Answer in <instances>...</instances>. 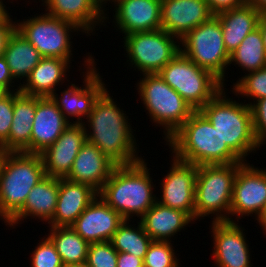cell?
<instances>
[{
	"instance_id": "cell-40",
	"label": "cell",
	"mask_w": 266,
	"mask_h": 267,
	"mask_svg": "<svg viewBox=\"0 0 266 267\" xmlns=\"http://www.w3.org/2000/svg\"><path fill=\"white\" fill-rule=\"evenodd\" d=\"M206 2L211 12L217 15L220 12L243 6L246 0H206Z\"/></svg>"
},
{
	"instance_id": "cell-33",
	"label": "cell",
	"mask_w": 266,
	"mask_h": 267,
	"mask_svg": "<svg viewBox=\"0 0 266 267\" xmlns=\"http://www.w3.org/2000/svg\"><path fill=\"white\" fill-rule=\"evenodd\" d=\"M241 78H239L235 83L233 82V90L237 97L253 99V102L266 98V66L256 70L254 72L245 73Z\"/></svg>"
},
{
	"instance_id": "cell-1",
	"label": "cell",
	"mask_w": 266,
	"mask_h": 267,
	"mask_svg": "<svg viewBox=\"0 0 266 267\" xmlns=\"http://www.w3.org/2000/svg\"><path fill=\"white\" fill-rule=\"evenodd\" d=\"M110 95L106 89L84 121L86 140L97 146L117 166L140 162L143 158L138 156L135 134L128 122L131 119H128Z\"/></svg>"
},
{
	"instance_id": "cell-17",
	"label": "cell",
	"mask_w": 266,
	"mask_h": 267,
	"mask_svg": "<svg viewBox=\"0 0 266 267\" xmlns=\"http://www.w3.org/2000/svg\"><path fill=\"white\" fill-rule=\"evenodd\" d=\"M123 221V217L98 195L71 227L91 244L110 241Z\"/></svg>"
},
{
	"instance_id": "cell-18",
	"label": "cell",
	"mask_w": 266,
	"mask_h": 267,
	"mask_svg": "<svg viewBox=\"0 0 266 267\" xmlns=\"http://www.w3.org/2000/svg\"><path fill=\"white\" fill-rule=\"evenodd\" d=\"M113 2V21L125 35L161 29V0H105ZM116 4V5H115Z\"/></svg>"
},
{
	"instance_id": "cell-21",
	"label": "cell",
	"mask_w": 266,
	"mask_h": 267,
	"mask_svg": "<svg viewBox=\"0 0 266 267\" xmlns=\"http://www.w3.org/2000/svg\"><path fill=\"white\" fill-rule=\"evenodd\" d=\"M70 124L51 97H36L31 153L41 154L60 137Z\"/></svg>"
},
{
	"instance_id": "cell-32",
	"label": "cell",
	"mask_w": 266,
	"mask_h": 267,
	"mask_svg": "<svg viewBox=\"0 0 266 267\" xmlns=\"http://www.w3.org/2000/svg\"><path fill=\"white\" fill-rule=\"evenodd\" d=\"M130 221L132 220H124L119 225L110 242L117 252L134 254L143 260L153 240L145 232L140 221L136 227L130 225Z\"/></svg>"
},
{
	"instance_id": "cell-8",
	"label": "cell",
	"mask_w": 266,
	"mask_h": 267,
	"mask_svg": "<svg viewBox=\"0 0 266 267\" xmlns=\"http://www.w3.org/2000/svg\"><path fill=\"white\" fill-rule=\"evenodd\" d=\"M164 81L195 110H200L224 87L212 72L198 67L181 51L159 72Z\"/></svg>"
},
{
	"instance_id": "cell-42",
	"label": "cell",
	"mask_w": 266,
	"mask_h": 267,
	"mask_svg": "<svg viewBox=\"0 0 266 267\" xmlns=\"http://www.w3.org/2000/svg\"><path fill=\"white\" fill-rule=\"evenodd\" d=\"M117 267H144L143 260L134 254L118 252Z\"/></svg>"
},
{
	"instance_id": "cell-41",
	"label": "cell",
	"mask_w": 266,
	"mask_h": 267,
	"mask_svg": "<svg viewBox=\"0 0 266 267\" xmlns=\"http://www.w3.org/2000/svg\"><path fill=\"white\" fill-rule=\"evenodd\" d=\"M13 76L11 75L9 66L4 56H0V86L7 88L10 92L20 91V85L15 89V83ZM14 86H13V84ZM13 89H12V88Z\"/></svg>"
},
{
	"instance_id": "cell-19",
	"label": "cell",
	"mask_w": 266,
	"mask_h": 267,
	"mask_svg": "<svg viewBox=\"0 0 266 267\" xmlns=\"http://www.w3.org/2000/svg\"><path fill=\"white\" fill-rule=\"evenodd\" d=\"M86 141L84 125L71 123L60 137L40 154L45 175L65 178L70 173L73 161Z\"/></svg>"
},
{
	"instance_id": "cell-20",
	"label": "cell",
	"mask_w": 266,
	"mask_h": 267,
	"mask_svg": "<svg viewBox=\"0 0 266 267\" xmlns=\"http://www.w3.org/2000/svg\"><path fill=\"white\" fill-rule=\"evenodd\" d=\"M42 2L43 6L45 5V13L76 24L86 36H91L90 33L94 35L96 26H105L106 24L102 23L108 19L105 13V0H42Z\"/></svg>"
},
{
	"instance_id": "cell-3",
	"label": "cell",
	"mask_w": 266,
	"mask_h": 267,
	"mask_svg": "<svg viewBox=\"0 0 266 267\" xmlns=\"http://www.w3.org/2000/svg\"><path fill=\"white\" fill-rule=\"evenodd\" d=\"M146 160L130 165H118L98 195L124 220L141 219L157 202L153 180Z\"/></svg>"
},
{
	"instance_id": "cell-38",
	"label": "cell",
	"mask_w": 266,
	"mask_h": 267,
	"mask_svg": "<svg viewBox=\"0 0 266 267\" xmlns=\"http://www.w3.org/2000/svg\"><path fill=\"white\" fill-rule=\"evenodd\" d=\"M252 112L253 130L259 142L266 135V98L247 103Z\"/></svg>"
},
{
	"instance_id": "cell-35",
	"label": "cell",
	"mask_w": 266,
	"mask_h": 267,
	"mask_svg": "<svg viewBox=\"0 0 266 267\" xmlns=\"http://www.w3.org/2000/svg\"><path fill=\"white\" fill-rule=\"evenodd\" d=\"M37 245L31 253V267H64L61 256L48 236Z\"/></svg>"
},
{
	"instance_id": "cell-9",
	"label": "cell",
	"mask_w": 266,
	"mask_h": 267,
	"mask_svg": "<svg viewBox=\"0 0 266 267\" xmlns=\"http://www.w3.org/2000/svg\"><path fill=\"white\" fill-rule=\"evenodd\" d=\"M181 52L198 67L212 72L225 87V72L229 66L221 24L216 15L201 23L180 40Z\"/></svg>"
},
{
	"instance_id": "cell-37",
	"label": "cell",
	"mask_w": 266,
	"mask_h": 267,
	"mask_svg": "<svg viewBox=\"0 0 266 267\" xmlns=\"http://www.w3.org/2000/svg\"><path fill=\"white\" fill-rule=\"evenodd\" d=\"M13 119V91L0 100V148L9 152V132Z\"/></svg>"
},
{
	"instance_id": "cell-47",
	"label": "cell",
	"mask_w": 266,
	"mask_h": 267,
	"mask_svg": "<svg viewBox=\"0 0 266 267\" xmlns=\"http://www.w3.org/2000/svg\"><path fill=\"white\" fill-rule=\"evenodd\" d=\"M9 93L10 91L7 88L0 86V100L5 98Z\"/></svg>"
},
{
	"instance_id": "cell-2",
	"label": "cell",
	"mask_w": 266,
	"mask_h": 267,
	"mask_svg": "<svg viewBox=\"0 0 266 267\" xmlns=\"http://www.w3.org/2000/svg\"><path fill=\"white\" fill-rule=\"evenodd\" d=\"M176 159L197 166L243 163L198 110L167 140Z\"/></svg>"
},
{
	"instance_id": "cell-27",
	"label": "cell",
	"mask_w": 266,
	"mask_h": 267,
	"mask_svg": "<svg viewBox=\"0 0 266 267\" xmlns=\"http://www.w3.org/2000/svg\"><path fill=\"white\" fill-rule=\"evenodd\" d=\"M36 96L13 91V119L9 132V152L31 153V134Z\"/></svg>"
},
{
	"instance_id": "cell-39",
	"label": "cell",
	"mask_w": 266,
	"mask_h": 267,
	"mask_svg": "<svg viewBox=\"0 0 266 267\" xmlns=\"http://www.w3.org/2000/svg\"><path fill=\"white\" fill-rule=\"evenodd\" d=\"M8 12L1 20H0V56L4 55V51L6 49V45L10 36L16 30L17 21L13 22L11 15Z\"/></svg>"
},
{
	"instance_id": "cell-31",
	"label": "cell",
	"mask_w": 266,
	"mask_h": 267,
	"mask_svg": "<svg viewBox=\"0 0 266 267\" xmlns=\"http://www.w3.org/2000/svg\"><path fill=\"white\" fill-rule=\"evenodd\" d=\"M234 63L247 73L266 66V53L262 34L257 27L250 32L240 45L230 54L229 66Z\"/></svg>"
},
{
	"instance_id": "cell-4",
	"label": "cell",
	"mask_w": 266,
	"mask_h": 267,
	"mask_svg": "<svg viewBox=\"0 0 266 267\" xmlns=\"http://www.w3.org/2000/svg\"><path fill=\"white\" fill-rule=\"evenodd\" d=\"M225 89L199 111L217 130L221 140L243 162H247L245 159L252 151L260 150L254 135L251 108L248 104L228 98Z\"/></svg>"
},
{
	"instance_id": "cell-16",
	"label": "cell",
	"mask_w": 266,
	"mask_h": 267,
	"mask_svg": "<svg viewBox=\"0 0 266 267\" xmlns=\"http://www.w3.org/2000/svg\"><path fill=\"white\" fill-rule=\"evenodd\" d=\"M213 16L206 0H161V29L179 40Z\"/></svg>"
},
{
	"instance_id": "cell-46",
	"label": "cell",
	"mask_w": 266,
	"mask_h": 267,
	"mask_svg": "<svg viewBox=\"0 0 266 267\" xmlns=\"http://www.w3.org/2000/svg\"><path fill=\"white\" fill-rule=\"evenodd\" d=\"M3 0H0V20L9 12Z\"/></svg>"
},
{
	"instance_id": "cell-44",
	"label": "cell",
	"mask_w": 266,
	"mask_h": 267,
	"mask_svg": "<svg viewBox=\"0 0 266 267\" xmlns=\"http://www.w3.org/2000/svg\"><path fill=\"white\" fill-rule=\"evenodd\" d=\"M246 3L254 7L260 13L266 12V0H246Z\"/></svg>"
},
{
	"instance_id": "cell-45",
	"label": "cell",
	"mask_w": 266,
	"mask_h": 267,
	"mask_svg": "<svg viewBox=\"0 0 266 267\" xmlns=\"http://www.w3.org/2000/svg\"><path fill=\"white\" fill-rule=\"evenodd\" d=\"M255 220H257L260 225V227H262L261 229H263V231H266V203L262 209V211L260 212V214L258 215L257 218H255Z\"/></svg>"
},
{
	"instance_id": "cell-10",
	"label": "cell",
	"mask_w": 266,
	"mask_h": 267,
	"mask_svg": "<svg viewBox=\"0 0 266 267\" xmlns=\"http://www.w3.org/2000/svg\"><path fill=\"white\" fill-rule=\"evenodd\" d=\"M17 21L19 23H16V30L39 51L42 57L61 58L72 63L71 34L78 31L83 33L76 24L47 13Z\"/></svg>"
},
{
	"instance_id": "cell-5",
	"label": "cell",
	"mask_w": 266,
	"mask_h": 267,
	"mask_svg": "<svg viewBox=\"0 0 266 267\" xmlns=\"http://www.w3.org/2000/svg\"><path fill=\"white\" fill-rule=\"evenodd\" d=\"M45 177L40 154L2 152L0 155V220L6 223L24 205L31 189Z\"/></svg>"
},
{
	"instance_id": "cell-30",
	"label": "cell",
	"mask_w": 266,
	"mask_h": 267,
	"mask_svg": "<svg viewBox=\"0 0 266 267\" xmlns=\"http://www.w3.org/2000/svg\"><path fill=\"white\" fill-rule=\"evenodd\" d=\"M47 236L61 256L64 265L86 262L89 243L78 235L71 226L49 227Z\"/></svg>"
},
{
	"instance_id": "cell-7",
	"label": "cell",
	"mask_w": 266,
	"mask_h": 267,
	"mask_svg": "<svg viewBox=\"0 0 266 267\" xmlns=\"http://www.w3.org/2000/svg\"><path fill=\"white\" fill-rule=\"evenodd\" d=\"M142 76L144 78L136 84L141 103L153 123L163 128V139L167 142L195 110L159 73Z\"/></svg>"
},
{
	"instance_id": "cell-28",
	"label": "cell",
	"mask_w": 266,
	"mask_h": 267,
	"mask_svg": "<svg viewBox=\"0 0 266 267\" xmlns=\"http://www.w3.org/2000/svg\"><path fill=\"white\" fill-rule=\"evenodd\" d=\"M259 15L260 12L247 3L216 15L220 21L224 45L229 54L257 28Z\"/></svg>"
},
{
	"instance_id": "cell-6",
	"label": "cell",
	"mask_w": 266,
	"mask_h": 267,
	"mask_svg": "<svg viewBox=\"0 0 266 267\" xmlns=\"http://www.w3.org/2000/svg\"><path fill=\"white\" fill-rule=\"evenodd\" d=\"M241 164L197 166L195 221L210 216L212 221H230L233 185Z\"/></svg>"
},
{
	"instance_id": "cell-13",
	"label": "cell",
	"mask_w": 266,
	"mask_h": 267,
	"mask_svg": "<svg viewBox=\"0 0 266 267\" xmlns=\"http://www.w3.org/2000/svg\"><path fill=\"white\" fill-rule=\"evenodd\" d=\"M266 203V169L243 162L237 169L230 206V222L240 217H258Z\"/></svg>"
},
{
	"instance_id": "cell-34",
	"label": "cell",
	"mask_w": 266,
	"mask_h": 267,
	"mask_svg": "<svg viewBox=\"0 0 266 267\" xmlns=\"http://www.w3.org/2000/svg\"><path fill=\"white\" fill-rule=\"evenodd\" d=\"M170 241H152L143 259L144 267H180Z\"/></svg>"
},
{
	"instance_id": "cell-48",
	"label": "cell",
	"mask_w": 266,
	"mask_h": 267,
	"mask_svg": "<svg viewBox=\"0 0 266 267\" xmlns=\"http://www.w3.org/2000/svg\"><path fill=\"white\" fill-rule=\"evenodd\" d=\"M64 267H88L86 262L80 263V264H69V265H64Z\"/></svg>"
},
{
	"instance_id": "cell-22",
	"label": "cell",
	"mask_w": 266,
	"mask_h": 267,
	"mask_svg": "<svg viewBox=\"0 0 266 267\" xmlns=\"http://www.w3.org/2000/svg\"><path fill=\"white\" fill-rule=\"evenodd\" d=\"M97 196L98 191L88 184L59 178L56 209L49 226H71Z\"/></svg>"
},
{
	"instance_id": "cell-43",
	"label": "cell",
	"mask_w": 266,
	"mask_h": 267,
	"mask_svg": "<svg viewBox=\"0 0 266 267\" xmlns=\"http://www.w3.org/2000/svg\"><path fill=\"white\" fill-rule=\"evenodd\" d=\"M257 27L262 34L264 50L266 53V12L260 13Z\"/></svg>"
},
{
	"instance_id": "cell-36",
	"label": "cell",
	"mask_w": 266,
	"mask_h": 267,
	"mask_svg": "<svg viewBox=\"0 0 266 267\" xmlns=\"http://www.w3.org/2000/svg\"><path fill=\"white\" fill-rule=\"evenodd\" d=\"M118 252L110 241L91 243L86 264L88 267H117Z\"/></svg>"
},
{
	"instance_id": "cell-49",
	"label": "cell",
	"mask_w": 266,
	"mask_h": 267,
	"mask_svg": "<svg viewBox=\"0 0 266 267\" xmlns=\"http://www.w3.org/2000/svg\"><path fill=\"white\" fill-rule=\"evenodd\" d=\"M266 144V135L258 142L259 148Z\"/></svg>"
},
{
	"instance_id": "cell-14",
	"label": "cell",
	"mask_w": 266,
	"mask_h": 267,
	"mask_svg": "<svg viewBox=\"0 0 266 267\" xmlns=\"http://www.w3.org/2000/svg\"><path fill=\"white\" fill-rule=\"evenodd\" d=\"M172 165L164 175L161 184L160 204L184 211L195 220V186L197 165L180 161L172 156Z\"/></svg>"
},
{
	"instance_id": "cell-11",
	"label": "cell",
	"mask_w": 266,
	"mask_h": 267,
	"mask_svg": "<svg viewBox=\"0 0 266 267\" xmlns=\"http://www.w3.org/2000/svg\"><path fill=\"white\" fill-rule=\"evenodd\" d=\"M123 38L127 62L142 75L159 73L181 51L180 40L162 29L134 32Z\"/></svg>"
},
{
	"instance_id": "cell-26",
	"label": "cell",
	"mask_w": 266,
	"mask_h": 267,
	"mask_svg": "<svg viewBox=\"0 0 266 267\" xmlns=\"http://www.w3.org/2000/svg\"><path fill=\"white\" fill-rule=\"evenodd\" d=\"M153 241H172V237L195 220L186 212L156 202L139 220Z\"/></svg>"
},
{
	"instance_id": "cell-23",
	"label": "cell",
	"mask_w": 266,
	"mask_h": 267,
	"mask_svg": "<svg viewBox=\"0 0 266 267\" xmlns=\"http://www.w3.org/2000/svg\"><path fill=\"white\" fill-rule=\"evenodd\" d=\"M116 166L97 146L86 141L65 178L88 184L99 192Z\"/></svg>"
},
{
	"instance_id": "cell-29",
	"label": "cell",
	"mask_w": 266,
	"mask_h": 267,
	"mask_svg": "<svg viewBox=\"0 0 266 267\" xmlns=\"http://www.w3.org/2000/svg\"><path fill=\"white\" fill-rule=\"evenodd\" d=\"M14 80L28 78L42 56L39 51L17 30L10 36L3 55Z\"/></svg>"
},
{
	"instance_id": "cell-25",
	"label": "cell",
	"mask_w": 266,
	"mask_h": 267,
	"mask_svg": "<svg viewBox=\"0 0 266 267\" xmlns=\"http://www.w3.org/2000/svg\"><path fill=\"white\" fill-rule=\"evenodd\" d=\"M70 63L61 58L42 57L39 63L31 71L23 84H20V92L36 97H50L56 92L69 73Z\"/></svg>"
},
{
	"instance_id": "cell-24",
	"label": "cell",
	"mask_w": 266,
	"mask_h": 267,
	"mask_svg": "<svg viewBox=\"0 0 266 267\" xmlns=\"http://www.w3.org/2000/svg\"><path fill=\"white\" fill-rule=\"evenodd\" d=\"M59 192V178L46 176L29 192L24 205L5 223L15 226L29 216L49 223L56 209ZM15 225V226H14Z\"/></svg>"
},
{
	"instance_id": "cell-12",
	"label": "cell",
	"mask_w": 266,
	"mask_h": 267,
	"mask_svg": "<svg viewBox=\"0 0 266 267\" xmlns=\"http://www.w3.org/2000/svg\"><path fill=\"white\" fill-rule=\"evenodd\" d=\"M86 57L83 64L86 71L81 72L84 77V85L79 87L72 83L70 86H66L68 88L63 90L60 95L55 92L50 96L70 123H72L70 121V117H72L76 119L73 123L83 124L84 119L92 112L96 100L107 89L102 76L96 69L95 65L97 64L92 54H88Z\"/></svg>"
},
{
	"instance_id": "cell-15",
	"label": "cell",
	"mask_w": 266,
	"mask_h": 267,
	"mask_svg": "<svg viewBox=\"0 0 266 267\" xmlns=\"http://www.w3.org/2000/svg\"><path fill=\"white\" fill-rule=\"evenodd\" d=\"M216 267H252L244 228L230 221H211Z\"/></svg>"
}]
</instances>
